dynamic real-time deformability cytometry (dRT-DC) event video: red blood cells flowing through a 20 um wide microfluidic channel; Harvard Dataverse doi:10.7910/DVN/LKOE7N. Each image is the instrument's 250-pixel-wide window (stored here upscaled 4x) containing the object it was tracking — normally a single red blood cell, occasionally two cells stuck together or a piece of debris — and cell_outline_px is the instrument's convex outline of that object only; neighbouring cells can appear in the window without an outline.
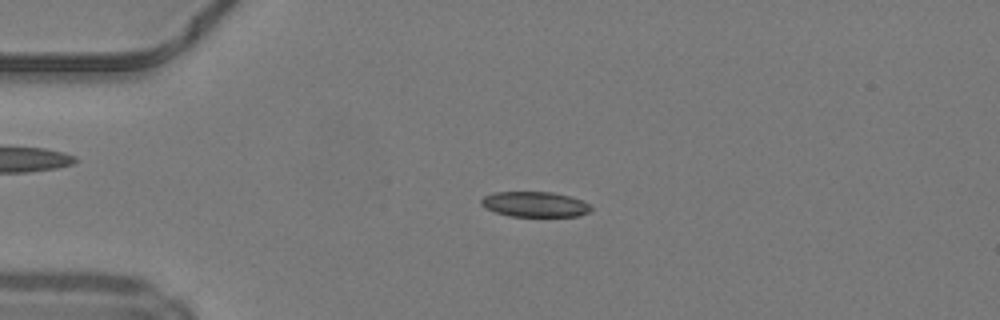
{"species": "common noctule bat (a hibernating species)", "species_latin": "Nyctalus noctula", "temperature_condition": "warm", "stored_images_in_passage": 40, "camera_frame_rate_fps": 3000, "um_per_image_px": 0.085, "animal": {"sex": "male", "body_mass_g": 19.2, "forearm_length_mm": 51.8}, "frame": {"image": 1, "passage_image": 3, "time_ms": 0.667, "image_size_px": [1000, 320], "cell_outline_px": [[592, 208], [588, 212], [580, 216], [508, 216], [484, 208], [480, 204], [480, 200], [484, 196], [496, 192], [552, 192], [568, 196], [580, 200], [588, 204]], "centroid_in_image_um": [45.42, 17.37], "position_along_channel_um": 39.6, "area_um2": 16.07}}
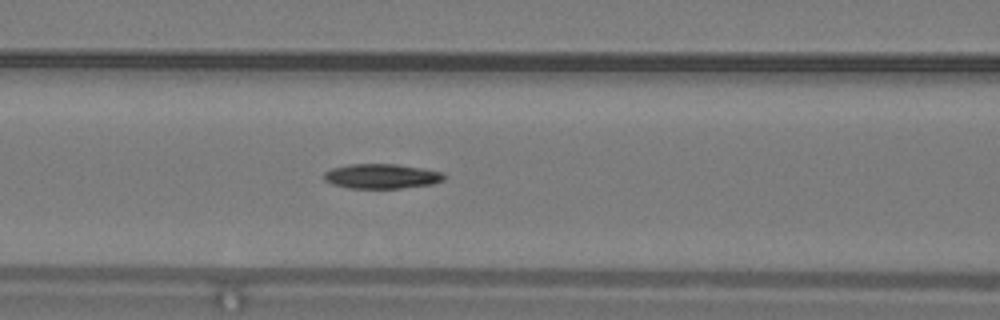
{"frame": {"image": 2, "passage_image": 12, "time_ms": 3.667, "image_size_px": [1000, 320], "cell_outline_px": [[444, 180], [432, 184], [400, 188], [348, 188], [332, 184], [324, 180], [324, 172], [332, 168], [348, 164], [396, 164], [444, 172]], "centroid_in_image_um": [32.41, 14.98], "position_along_channel_um": 134.2, "area_um2": 17.28}}
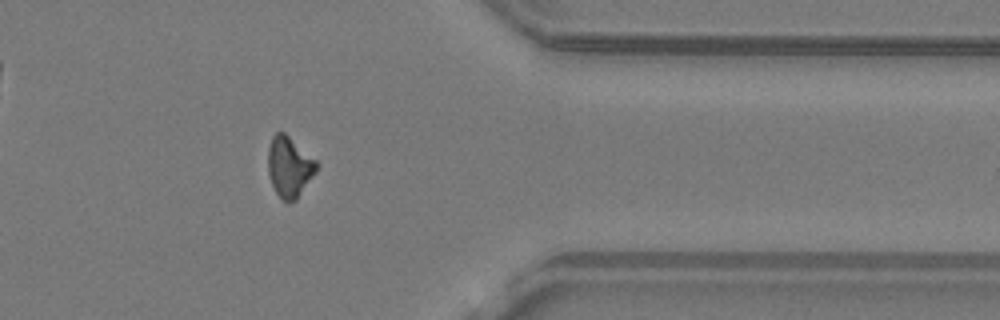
{"frame": {"image": 3, "passage_image": 31, "time_ms": 10.0, "image_size_px": [1000, 320], "cell_outline_px": [[320, 164], [316, 172], [296, 200], [288, 204], [276, 192], [272, 184], [268, 172], [268, 148], [272, 136], [276, 132], [284, 132], [316, 160]], "centroid_in_image_um": [24.61, 14.18], "position_along_channel_um": 386.8, "area_um2": 17.11}}